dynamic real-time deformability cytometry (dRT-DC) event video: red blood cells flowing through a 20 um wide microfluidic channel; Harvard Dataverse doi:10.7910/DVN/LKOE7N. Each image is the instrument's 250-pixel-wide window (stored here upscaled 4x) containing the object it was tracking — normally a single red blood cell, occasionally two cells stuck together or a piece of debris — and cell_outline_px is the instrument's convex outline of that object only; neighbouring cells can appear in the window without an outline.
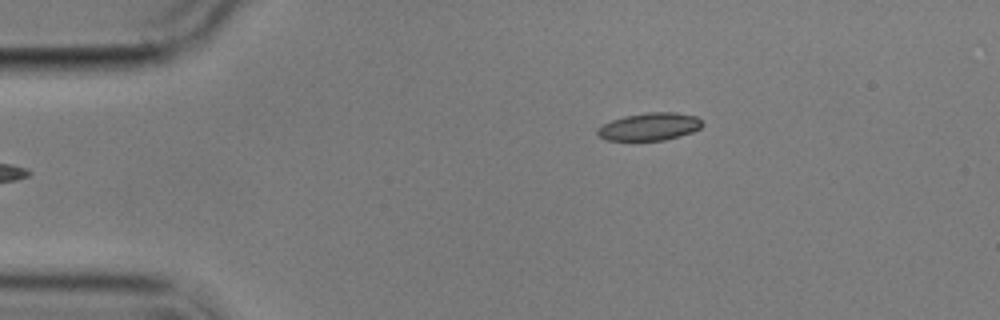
{"species": "common noctule bat (a hibernating species)", "species_latin": "Nyctalus noctula", "temperature_condition": "cold", "stored_images_in_passage": 3, "camera_frame_rate_fps": 3000, "um_per_image_px": 0.085, "animal": {"sex": "male", "body_mass_g": 17.9}, "frame": {"image": 1, "passage_image": 3, "time_ms": 2.333, "image_size_px": [1000, 320], "cell_outline_px": [[704, 124], [700, 128], [692, 132], [664, 140], [608, 140], [600, 136], [596, 132], [596, 128], [612, 120], [624, 116], [648, 112], [676, 112], [696, 116]], "centroid_in_image_um": [55.22, 10.75], "position_along_channel_um": 29.8, "area_um2": 16.76}}